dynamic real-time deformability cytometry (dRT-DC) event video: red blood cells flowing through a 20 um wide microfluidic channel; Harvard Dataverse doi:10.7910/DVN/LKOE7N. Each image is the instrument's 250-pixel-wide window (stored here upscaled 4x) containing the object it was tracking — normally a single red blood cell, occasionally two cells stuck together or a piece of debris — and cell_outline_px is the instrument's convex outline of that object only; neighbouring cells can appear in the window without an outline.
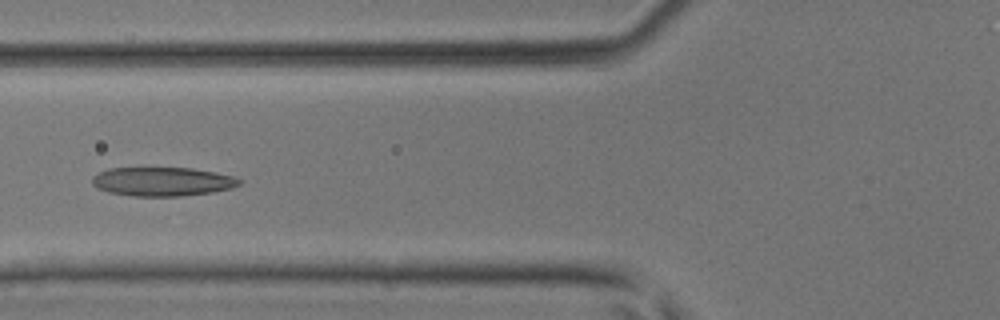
{"species": "common noctule bat (a hibernating species)", "species_latin": "Nyctalus noctula", "temperature_condition": "room temperature", "stored_images_in_passage": 47, "camera_frame_rate_fps": 3000, "um_per_image_px": 0.085, "animal": {"sex": "male", "body_mass_g": 17.9, "forearm_length_mm": 54.2}, "frame": {"image": 1, "passage_image": 19, "time_ms": 6.0, "image_size_px": [1000, 320], "cell_outline_px": [[240, 184], [232, 188], [212, 192], [180, 196], [132, 196], [108, 192], [96, 188], [92, 184], [92, 176], [108, 168], [192, 168], [216, 172], [232, 176], [240, 180]], "centroid_in_image_um": [13.77, 15.43], "position_along_channel_um": 112.0, "area_um2": 24.8}}
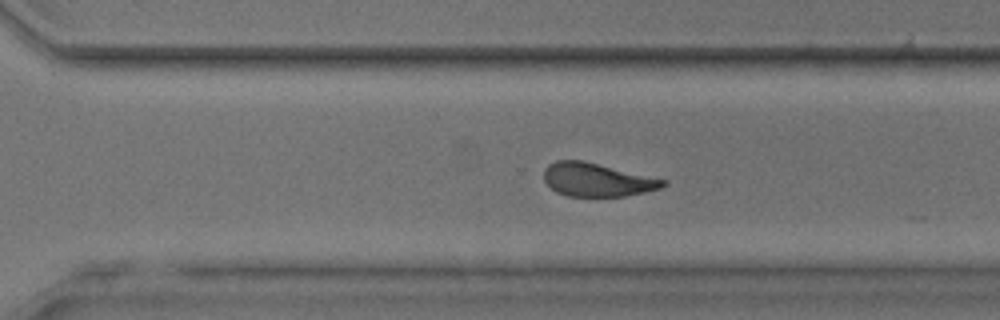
{"frame": {"image": 2, "passage_image": 33, "time_ms": 10.667, "image_size_px": [1000, 320], "cell_outline_px": [[668, 184], [660, 188], [644, 192], [624, 196], [568, 196], [556, 192], [544, 180], [544, 168], [548, 164], [556, 160], [584, 160], [668, 180]], "centroid_in_image_um": [50.75, 15.27], "position_along_channel_um": 319.8, "area_um2": 23.29}}
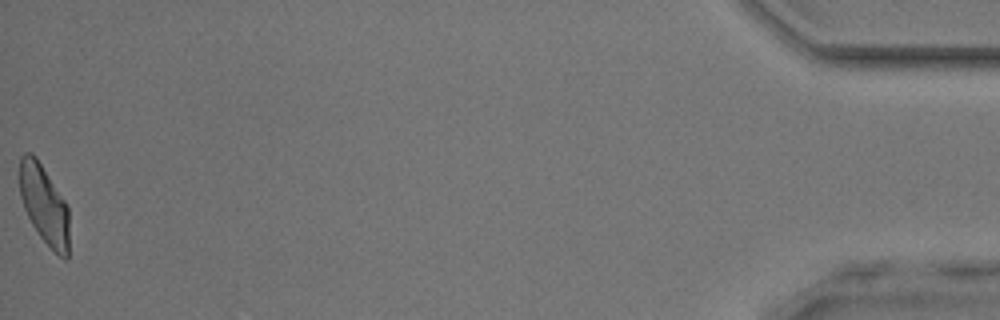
{"frame": {"image": 3, "passage_image": 47, "time_ms": 15.333, "image_size_px": [1000, 320], "cell_outline_px": [[68, 260], [64, 260], [40, 236], [32, 224], [24, 208], [20, 196], [20, 156], [24, 152], [32, 152], [36, 156], [68, 204]], "centroid_in_image_um": [3.76, 17.35], "position_along_channel_um": 431.4, "area_um2": 22.83}}